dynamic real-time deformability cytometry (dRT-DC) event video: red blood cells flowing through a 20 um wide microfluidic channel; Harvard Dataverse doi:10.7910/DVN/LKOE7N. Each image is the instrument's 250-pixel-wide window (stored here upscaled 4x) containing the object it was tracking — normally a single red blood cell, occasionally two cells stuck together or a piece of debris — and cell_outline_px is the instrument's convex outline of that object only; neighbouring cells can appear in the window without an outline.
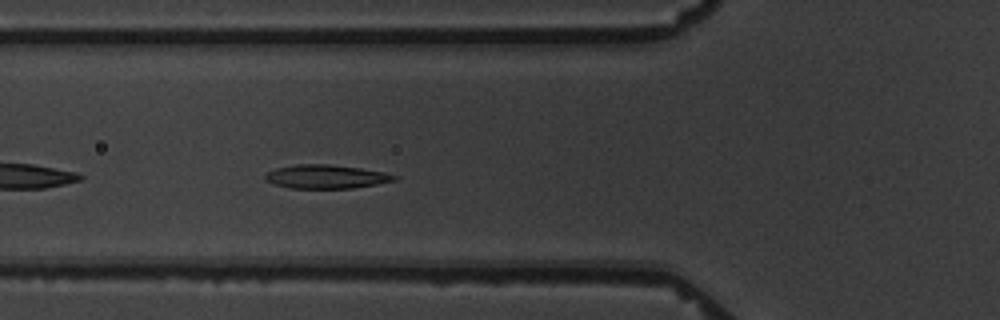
{"species": "common noctule bat (a hibernating species)", "species_latin": "Nyctalus noctula", "temperature_condition": "warm", "stored_images_in_passage": 6, "camera_frame_rate_fps": 3000, "um_per_image_px": 0.085, "animal": {"sex": "male", "body_mass_g": 19.5, "forearm_length_mm": 54.6}, "frame": {"image": 1, "passage_image": 6, "time_ms": 5.667, "image_size_px": [1000, 320], "cell_outline_px": [[400, 176], [396, 180], [376, 184], [352, 188], [288, 188], [272, 184], [264, 180], [264, 176], [268, 172], [276, 168], [296, 164], [328, 164], [360, 168], [384, 172]], "centroid_in_image_um": [27.69, 15.01], "position_along_channel_um": 98.1, "area_um2": 17.92}}